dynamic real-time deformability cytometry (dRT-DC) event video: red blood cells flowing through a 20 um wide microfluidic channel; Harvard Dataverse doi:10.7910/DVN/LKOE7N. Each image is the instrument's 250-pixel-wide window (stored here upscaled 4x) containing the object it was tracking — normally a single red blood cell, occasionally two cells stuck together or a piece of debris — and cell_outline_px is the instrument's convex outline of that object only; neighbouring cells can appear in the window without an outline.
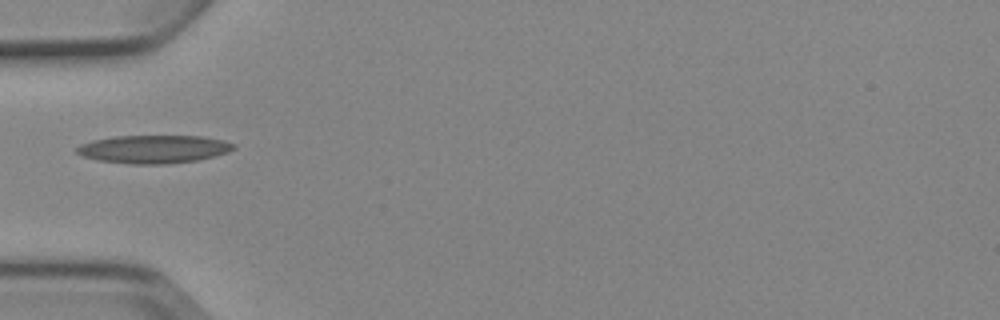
{"species": "Egyptian fruit bat (a non-hibernating species)", "species_latin": "Rousettus aegyptiacus", "temperature_condition": "cold", "stored_images_in_passage": 1, "camera_frame_rate_fps": 3000, "um_per_image_px": 0.085, "animal": {"sex": "female"}, "frame": {"image": 1, "passage_image": 1, "time_ms": 0.0, "image_size_px": [1000, 320], "cell_outline_px": [[236, 148], [228, 152], [216, 156], [196, 160], [164, 164], [128, 164], [100, 160], [84, 156], [76, 152], [76, 148], [80, 144], [92, 140], [116, 136], [204, 136], [224, 140], [236, 144]], "centroid_in_image_um": [13.1, 12.67], "position_along_channel_um": 71.9, "area_um2": 25.72}}